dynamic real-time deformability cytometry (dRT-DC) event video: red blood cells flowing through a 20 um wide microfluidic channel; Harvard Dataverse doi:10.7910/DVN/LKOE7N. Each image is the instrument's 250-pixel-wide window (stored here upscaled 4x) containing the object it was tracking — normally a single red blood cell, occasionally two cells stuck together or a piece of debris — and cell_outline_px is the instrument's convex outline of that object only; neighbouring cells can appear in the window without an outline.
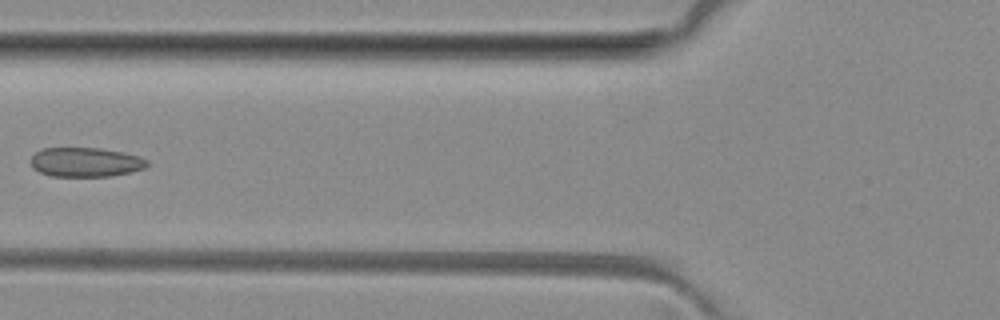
{"species": "common noctule bat (a hibernating species)", "species_latin": "Nyctalus noctula", "temperature_condition": "room temperature", "stored_images_in_passage": 7, "camera_frame_rate_fps": 3000, "um_per_image_px": 0.085, "animal": {"sex": "female", "body_mass_g": 29.2, "forearm_length_mm": 56.3}, "frame": {"image": 1, "passage_image": 7, "time_ms": 7.667, "image_size_px": [1000, 320], "cell_outline_px": [[148, 168], [132, 172], [108, 176], [52, 176], [40, 172], [32, 168], [32, 156], [36, 152], [44, 148], [100, 148], [124, 152], [140, 156], [148, 160]], "centroid_in_image_um": [7.33, 13.78], "position_along_channel_um": 118.5, "area_um2": 20.0}}